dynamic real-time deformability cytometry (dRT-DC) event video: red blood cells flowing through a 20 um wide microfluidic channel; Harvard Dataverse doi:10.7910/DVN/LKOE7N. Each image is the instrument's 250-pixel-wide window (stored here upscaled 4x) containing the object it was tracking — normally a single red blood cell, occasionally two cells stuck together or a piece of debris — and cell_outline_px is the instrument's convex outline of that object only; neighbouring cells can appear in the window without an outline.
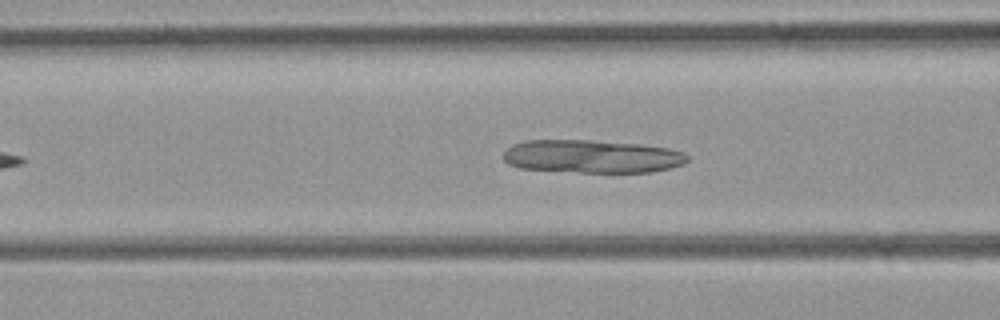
{"species": "common noctule bat (a hibernating species)", "species_latin": "Nyctalus noctula", "temperature_condition": "room temperature", "stored_images_in_passage": 36, "camera_frame_rate_fps": 3000, "um_per_image_px": 0.085, "animal": {"sex": "female", "body_mass_g": 21.9}, "frame": {"image": 1, "passage_image": 12, "time_ms": 3.667, "image_size_px": [1000, 320], "cell_outline_px": [[688, 160], [684, 164], [652, 172], [580, 172], [520, 168], [508, 164], [504, 160], [504, 152], [512, 144], [524, 140], [588, 140], [640, 144], [668, 148], [684, 152], [688, 156]], "centroid_in_image_um": [50.31, 13.29], "position_along_channel_um": 116.3, "area_um2": 35.49}}
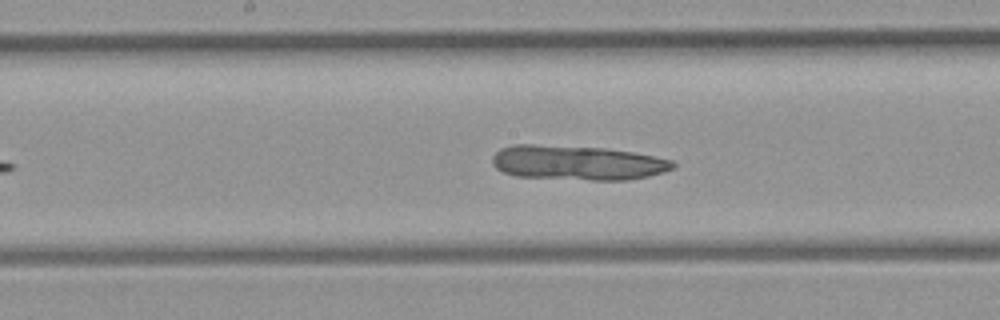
{"frame": {"image": 2, "passage_image": 18, "time_ms": 5.667, "image_size_px": [1000, 320], "cell_outline_px": [[676, 164], [672, 168], [664, 172], [648, 176], [628, 180], [592, 180], [516, 176], [504, 172], [496, 168], [492, 164], [492, 156], [500, 148], [512, 144], [532, 144], [604, 148], [632, 152], [672, 160]], "centroid_in_image_um": [49.04, 13.83], "position_along_channel_um": 199.2, "area_um2": 36.41}}
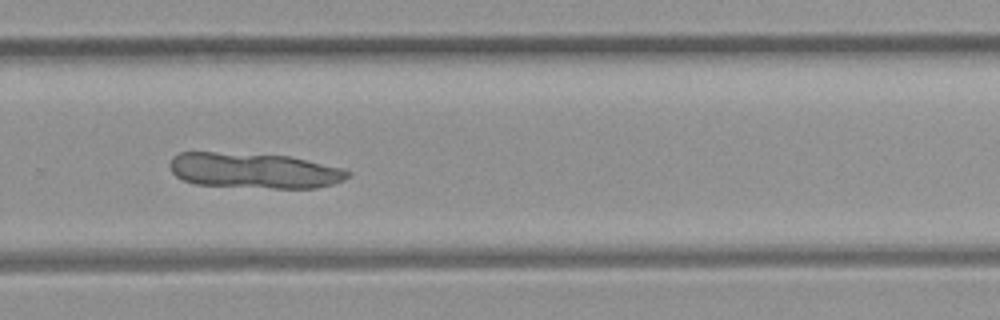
{"frame": {"image": 3, "passage_image": 26, "time_ms": 8.333, "image_size_px": [1000, 320], "cell_outline_px": [[352, 172], [344, 180], [332, 184], [316, 188], [272, 188], [196, 184], [184, 180], [176, 176], [172, 172], [172, 156], [180, 152], [212, 152], [288, 156], [340, 168]], "centroid_in_image_um": [21.6, 14.5], "position_along_channel_um": 308.2, "area_um2": 36.24}}